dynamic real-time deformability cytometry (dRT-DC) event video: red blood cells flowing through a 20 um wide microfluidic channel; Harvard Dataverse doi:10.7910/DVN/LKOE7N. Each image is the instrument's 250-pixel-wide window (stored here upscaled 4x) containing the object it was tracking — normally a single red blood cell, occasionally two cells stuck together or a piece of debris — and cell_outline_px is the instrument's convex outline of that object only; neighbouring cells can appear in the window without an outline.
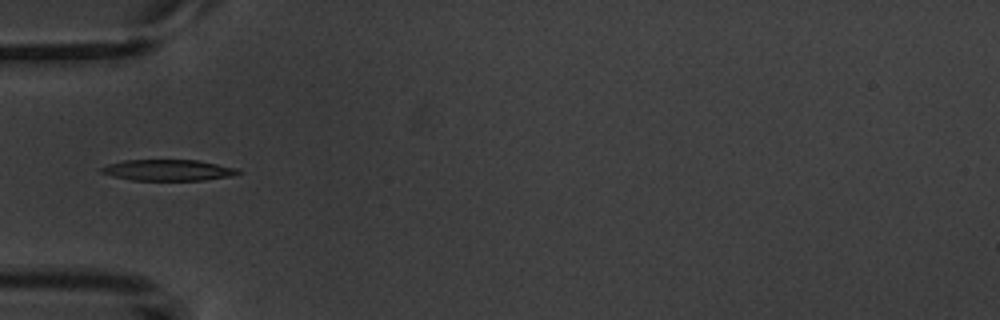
{"species": "common noctule bat (a hibernating species)", "species_latin": "Nyctalus noctula", "temperature_condition": "warm", "stored_images_in_passage": 4, "camera_frame_rate_fps": 3000, "um_per_image_px": 0.085, "animal": {"sex": "male", "body_mass_g": 20.1, "forearm_length_mm": 53.5}, "frame": {"image": 1, "passage_image": 4, "time_ms": 4.333, "image_size_px": [1000, 320], "cell_outline_px": [[244, 172], [232, 176], [204, 180], [132, 180], [112, 176], [100, 172], [96, 168], [108, 164], [124, 160], [196, 160], [240, 168]], "centroid_in_image_um": [14.3, 14.46], "position_along_channel_um": 70.7, "area_um2": 17.05}}